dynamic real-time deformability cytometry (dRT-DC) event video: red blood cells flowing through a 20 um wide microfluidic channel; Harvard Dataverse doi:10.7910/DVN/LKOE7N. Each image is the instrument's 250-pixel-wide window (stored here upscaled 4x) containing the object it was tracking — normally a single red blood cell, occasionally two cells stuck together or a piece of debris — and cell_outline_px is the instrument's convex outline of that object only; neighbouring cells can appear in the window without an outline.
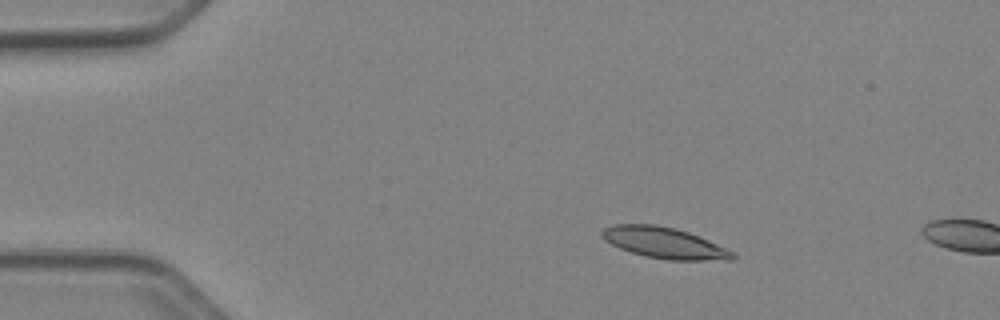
{"species": "Egyptian fruit bat (a non-hibernating species)", "species_latin": "Rousettus aegyptiacus", "temperature_condition": "cold", "stored_images_in_passage": 4, "camera_frame_rate_fps": 3000, "um_per_image_px": 0.085, "animal": {"sex": "female"}, "frame": {"image": 1, "passage_image": 1, "time_ms": 0.0, "image_size_px": [1000, 320], "cell_outline_px": [[736, 256], [732, 260], [668, 260], [644, 256], [620, 248], [604, 240], [600, 236], [600, 232], [604, 228], [612, 224], [656, 224], [688, 232], [708, 240], [732, 252]], "centroid_in_image_um": [56.41, 20.64], "position_along_channel_um": 28.6, "area_um2": 23.47}}